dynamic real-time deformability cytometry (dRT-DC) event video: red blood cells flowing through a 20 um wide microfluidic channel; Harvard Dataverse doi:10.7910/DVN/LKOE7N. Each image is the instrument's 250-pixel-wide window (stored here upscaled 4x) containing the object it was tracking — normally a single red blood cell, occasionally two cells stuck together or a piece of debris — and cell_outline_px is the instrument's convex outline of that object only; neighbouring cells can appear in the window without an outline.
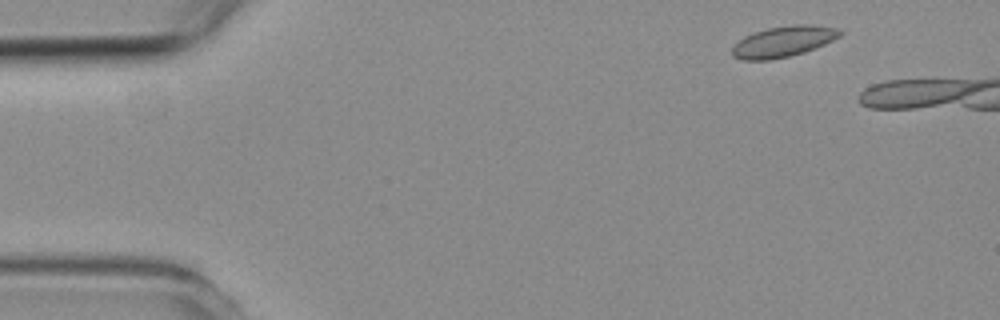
{"species": "common noctule bat (a hibernating species)", "species_latin": "Nyctalus noctula", "temperature_condition": "room temperature", "stored_images_in_passage": 3, "camera_frame_rate_fps": 3000, "um_per_image_px": 0.085, "animal": {"sex": "female", "body_mass_g": 19.3, "forearm_length_mm": 54.1}, "frame": {"image": 1, "passage_image": 1, "time_ms": 0.0, "image_size_px": [1000, 320], "cell_outline_px": [[844, 32], [840, 36], [824, 44], [804, 52], [788, 56], [768, 60], [744, 60], [732, 56], [732, 48], [744, 36], [752, 32], [768, 28], [792, 24], [812, 24], [836, 28]], "centroid_in_image_um": [66.58, 3.52], "position_along_channel_um": 18.4, "area_um2": 19.31}}